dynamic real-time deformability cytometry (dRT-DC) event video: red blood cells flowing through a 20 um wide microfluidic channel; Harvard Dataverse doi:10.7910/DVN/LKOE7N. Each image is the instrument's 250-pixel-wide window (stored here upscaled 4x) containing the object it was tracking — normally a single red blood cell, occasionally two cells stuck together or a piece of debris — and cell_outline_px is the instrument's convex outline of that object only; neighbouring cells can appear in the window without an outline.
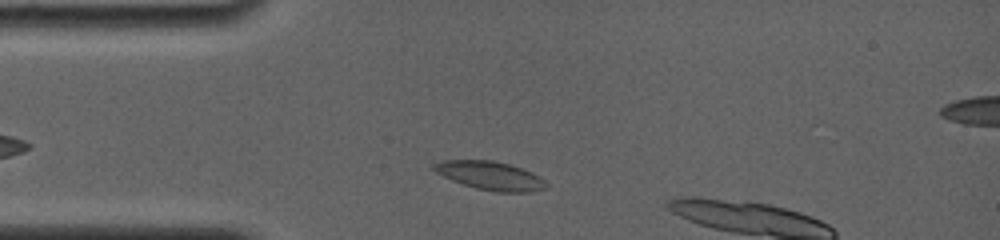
{"species": "common noctule bat (a hibernating species)", "species_latin": "Nyctalus noctula", "temperature_condition": "room temperature", "stored_images_in_passage": 18, "camera_frame_rate_fps": 4000, "um_per_image_px": 0.085, "animal": {"sex": "female", "body_mass_g": 19.0, "forearm_length_mm": 56.7}, "frame": {"image": 1, "passage_image": 4, "time_ms": 1.25, "image_size_px": [1000, 240], "cell_outline_px": [[548, 188], [532, 192], [496, 192], [476, 188], [452, 180], [436, 172], [432, 168], [432, 164], [444, 160], [492, 160], [508, 164], [532, 172], [544, 180], [548, 184]], "centroid_in_image_um": [41.7, 14.94], "position_along_channel_um": 43.3, "area_um2": 18.61}}
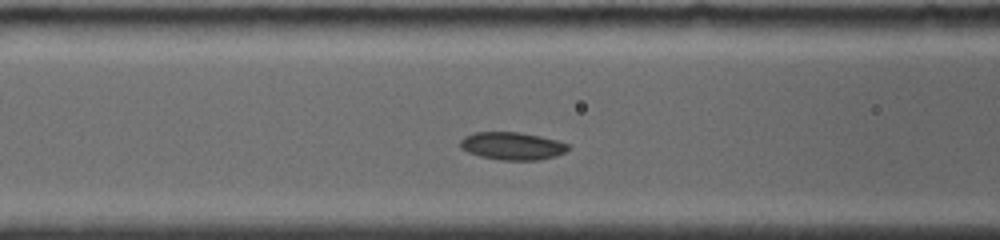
{"frame": {"image": 2, "passage_image": 11, "time_ms": 3.75, "image_size_px": [1000, 240], "cell_outline_px": [[568, 148], [564, 152], [556, 156], [540, 160], [500, 160], [480, 156], [468, 152], [460, 148], [460, 140], [464, 136], [476, 132], [520, 132], [540, 136], [556, 140], [568, 144]], "centroid_in_image_um": [43.51, 12.41], "position_along_channel_um": 123.1, "area_um2": 17.4}}
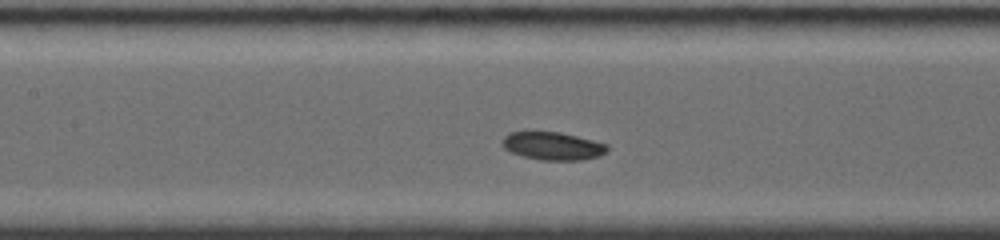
{"frame": {"image": 3, "passage_image": 14, "time_ms": 4.75, "image_size_px": [1000, 240], "cell_outline_px": [[608, 152], [600, 156], [584, 160], [540, 160], [524, 156], [512, 152], [504, 148], [500, 140], [508, 132], [560, 132], [608, 144]], "centroid_in_image_um": [47.0, 12.41], "position_along_channel_um": 160.4, "area_um2": 17.17}}